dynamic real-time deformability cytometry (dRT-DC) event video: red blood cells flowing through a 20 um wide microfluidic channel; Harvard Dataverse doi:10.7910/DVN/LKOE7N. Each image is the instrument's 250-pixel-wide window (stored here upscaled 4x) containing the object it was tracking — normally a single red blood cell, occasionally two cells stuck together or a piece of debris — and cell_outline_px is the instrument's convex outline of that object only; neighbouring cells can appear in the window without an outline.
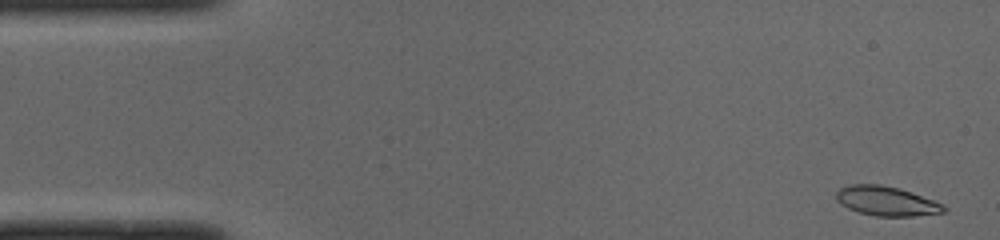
{"species": "common noctule bat (a hibernating species)", "species_latin": "Nyctalus noctula", "temperature_condition": "cold", "stored_images_in_passage": 49, "camera_frame_rate_fps": 3000, "um_per_image_px": 0.085, "animal": {"sex": "male", "body_mass_g": 19.0, "forearm_length_mm": 50.8}, "frame": {"image": 1, "passage_image": 1, "time_ms": 0.0, "image_size_px": [1000, 240], "cell_outline_px": [[948, 208], [944, 212], [912, 216], [876, 216], [860, 212], [848, 208], [840, 204], [836, 200], [836, 192], [840, 188], [848, 184], [880, 184], [900, 188], [912, 192], [932, 200]], "centroid_in_image_um": [75.3, 17.08], "position_along_channel_um": 9.7, "area_um2": 18.38}}
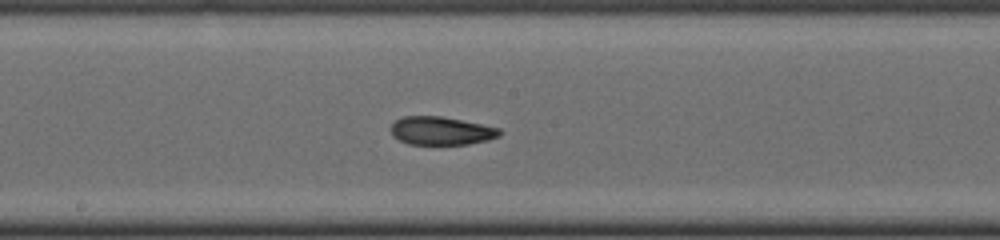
{"frame": {"image": 2, "passage_image": 25, "time_ms": 8.0, "image_size_px": [1000, 240], "cell_outline_px": [[500, 136], [488, 140], [468, 144], [408, 144], [392, 136], [392, 124], [396, 120], [404, 116], [440, 116], [500, 128]], "centroid_in_image_um": [37.49, 11.12], "position_along_channel_um": 210.7, "area_um2": 17.69}}
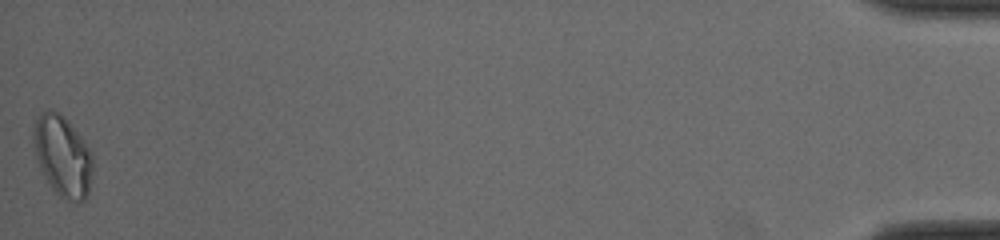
{"frame": {"image": 3, "passage_image": 49, "time_ms": 16.0, "image_size_px": [1000, 240], "cell_outline_px": [[92, 172], [88, 196], [80, 204], [72, 204], [60, 196], [52, 188], [44, 176], [40, 168], [36, 156], [32, 136], [36, 116], [48, 108], [52, 108], [60, 112], [68, 120], [92, 152]], "centroid_in_image_um": [5.33, 13.27], "position_along_channel_um": 429.9, "area_um2": 28.38}, "authors_computed_cell_mechanics": {"area_um2": 18.6694, "velocity_mm_per_s": 3.9873, "shape_relaxation_time_tau1_ms": 6.515, "shape_relaxation_time_tau2_ms": 1.8692, "deformation_change_tau1": 0.1957, "deformation_change_tau2": 0.0617}}